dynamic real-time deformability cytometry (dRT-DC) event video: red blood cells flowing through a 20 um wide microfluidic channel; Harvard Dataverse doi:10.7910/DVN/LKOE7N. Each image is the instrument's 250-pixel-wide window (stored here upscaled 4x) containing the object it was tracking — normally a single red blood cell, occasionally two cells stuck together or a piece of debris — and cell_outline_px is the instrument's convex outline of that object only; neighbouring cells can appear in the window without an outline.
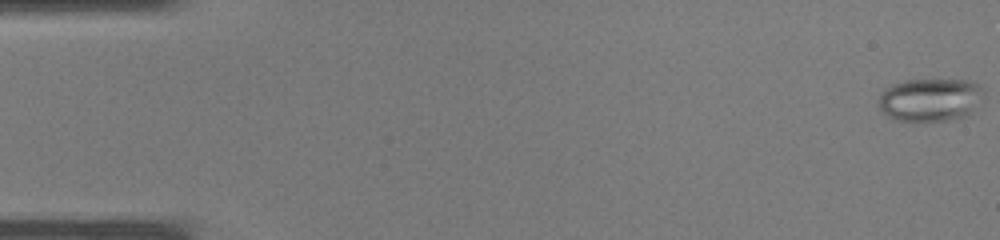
{"species": "common noctule bat (a hibernating species)", "species_latin": "Nyctalus noctula", "temperature_condition": "warm", "stored_images_in_passage": 21, "camera_frame_rate_fps": 3000, "um_per_image_px": 0.085, "animal": {"sex": "male", "body_mass_g": 19.0, "forearm_length_mm": 50.8}, "frame": {"image": 1, "passage_image": 1, "time_ms": 0.0, "image_size_px": [1000, 240], "cell_outline_px": [[984, 96], [964, 116], [948, 120], [896, 120], [888, 116], [880, 108], [880, 96], [884, 88], [892, 84], [904, 80], [972, 80], [984, 88]], "centroid_in_image_um": [79.07, 8.44], "position_along_channel_um": 5.9, "area_um2": 26.01}}
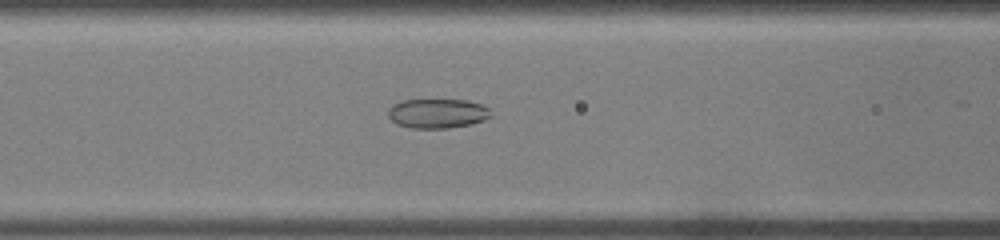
{"frame": {"image": 2, "passage_image": 16, "time_ms": 5.0, "image_size_px": [1000, 240], "cell_outline_px": [[492, 116], [484, 120], [472, 124], [448, 128], [412, 128], [396, 124], [388, 116], [388, 108], [392, 104], [404, 100], [468, 100], [480, 104], [488, 108], [492, 112]], "centroid_in_image_um": [37.19, 9.64], "position_along_channel_um": 129.4, "area_um2": 17.74}}
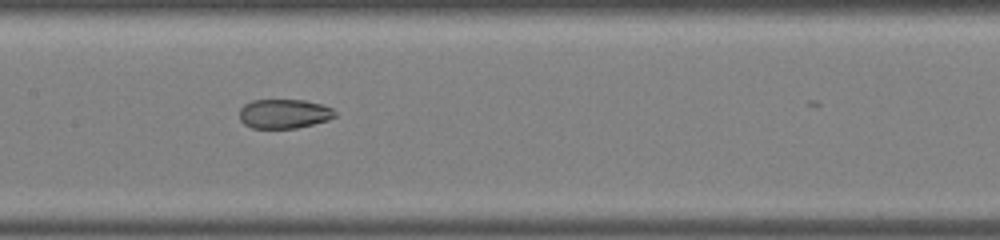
{"frame": {"image": 3, "passage_image": 19, "time_ms": 6.0, "image_size_px": [1000, 240], "cell_outline_px": [[336, 116], [328, 120], [296, 128], [252, 128], [244, 124], [240, 120], [240, 108], [244, 104], [252, 100], [304, 100], [320, 104], [332, 108], [336, 112]], "centroid_in_image_um": [24.13, 9.67], "position_along_channel_um": 183.3, "area_um2": 16.3}}